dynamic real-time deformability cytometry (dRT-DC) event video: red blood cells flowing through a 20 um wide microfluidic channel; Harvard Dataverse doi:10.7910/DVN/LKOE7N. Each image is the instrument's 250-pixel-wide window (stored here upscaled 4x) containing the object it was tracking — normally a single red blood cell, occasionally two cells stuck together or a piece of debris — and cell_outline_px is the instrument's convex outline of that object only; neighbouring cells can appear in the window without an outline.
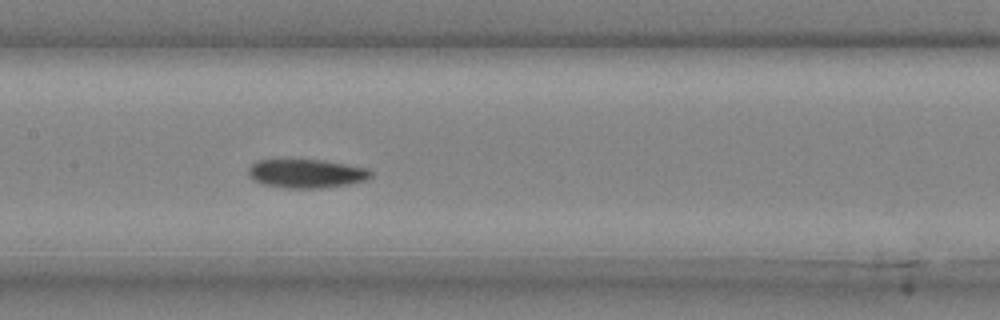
{"species": "common noctule bat (a hibernating species)", "species_latin": "Nyctalus noctula", "temperature_condition": "cold", "stored_images_in_passage": 33, "camera_frame_rate_fps": 3000, "um_per_image_px": 0.085, "animal": {"sex": "male", "body_mass_g": 20.4}, "frame": {"image": 1, "passage_image": 12, "time_ms": 3.667, "image_size_px": [1000, 320], "cell_outline_px": [[372, 176], [364, 180], [348, 184], [320, 188], [284, 188], [264, 184], [252, 180], [248, 176], [248, 168], [256, 160], [320, 160], [368, 168], [372, 172]], "centroid_in_image_um": [26.0, 14.75], "position_along_channel_um": 181.4, "area_um2": 20.4}}
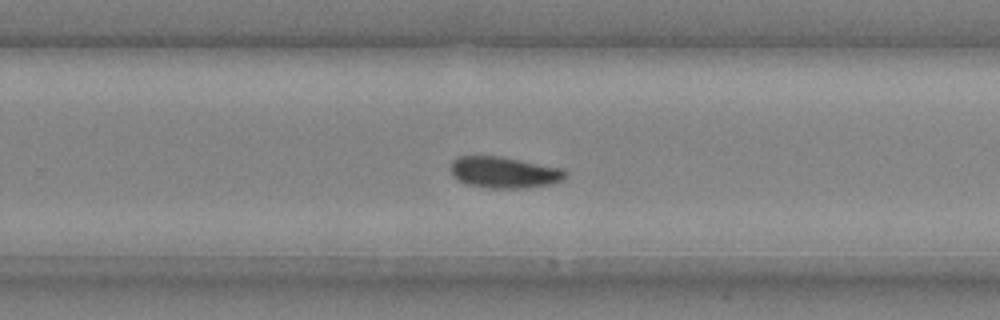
{"frame": {"image": 2, "passage_image": 19, "time_ms": 6.0, "image_size_px": [1000, 320], "cell_outline_px": [[568, 176], [564, 180], [548, 184], [524, 188], [488, 188], [468, 184], [460, 180], [452, 172], [452, 160], [456, 156], [500, 156], [560, 168]], "centroid_in_image_um": [42.85, 14.65], "position_along_channel_um": 286.9, "area_um2": 20.58}}
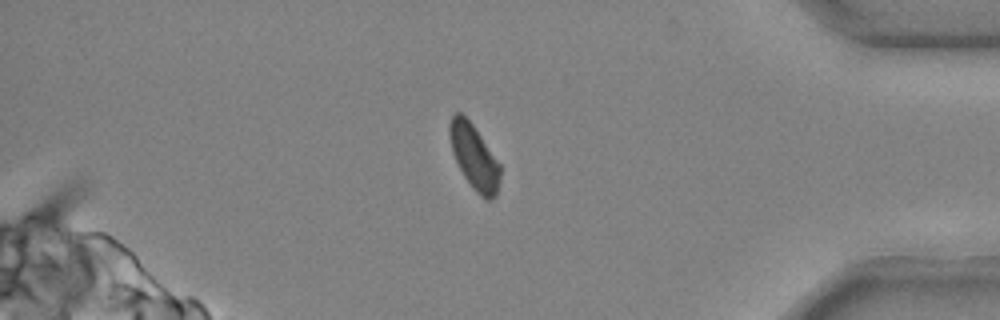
{"frame": {"image": 3, "passage_image": 28, "time_ms": 9.0, "image_size_px": [1000, 320], "cell_outline_px": [[500, 180], [496, 196], [492, 200], [484, 200], [472, 188], [464, 176], [452, 152], [448, 132], [448, 124], [452, 116], [456, 112], [460, 112], [472, 124], [500, 164]], "centroid_in_image_um": [40.3, 13.37], "position_along_channel_um": 394.9, "area_um2": 19.02}}